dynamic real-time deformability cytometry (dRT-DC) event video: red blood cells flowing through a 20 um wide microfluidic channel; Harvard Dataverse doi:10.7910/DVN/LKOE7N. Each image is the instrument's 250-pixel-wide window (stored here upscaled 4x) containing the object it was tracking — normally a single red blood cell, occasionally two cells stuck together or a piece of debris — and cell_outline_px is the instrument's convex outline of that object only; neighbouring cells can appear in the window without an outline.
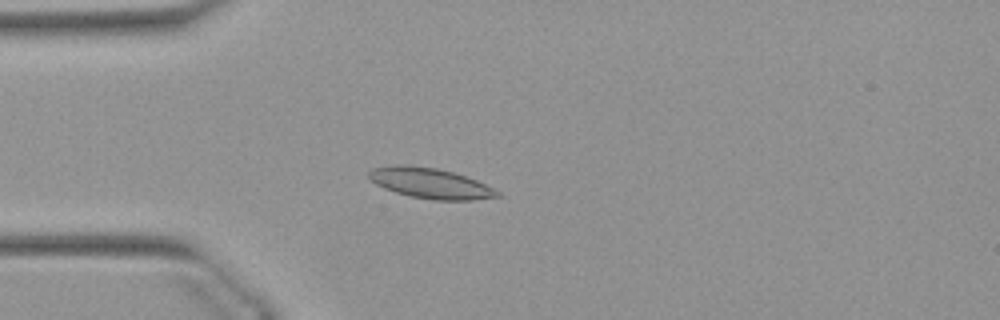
{"species": "Egyptian fruit bat (a non-hibernating species)", "species_latin": "Rousettus aegyptiacus", "temperature_condition": "warm", "stored_images_in_passage": 51, "camera_frame_rate_fps": 3000, "um_per_image_px": 0.085, "animal": {"sex": "female"}, "frame": {"image": 1, "passage_image": 13, "time_ms": 4.0, "image_size_px": [1000, 320], "cell_outline_px": [[504, 196], [472, 200], [432, 200], [412, 196], [396, 192], [384, 188], [368, 180], [368, 172], [372, 168], [436, 168], [452, 172], [476, 180], [500, 192]], "centroid_in_image_um": [36.66, 15.64], "position_along_channel_um": 48.3, "area_um2": 21.73}}
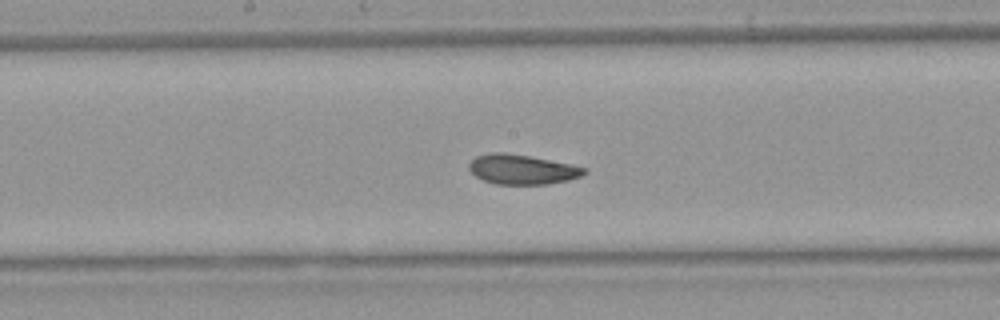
{"frame": {"image": 2, "passage_image": 26, "time_ms": 8.333, "image_size_px": [1000, 320], "cell_outline_px": [[588, 172], [580, 176], [568, 180], [548, 184], [492, 184], [476, 176], [468, 168], [468, 164], [476, 156], [492, 152], [504, 152], [528, 156], [568, 164], [584, 168]], "centroid_in_image_um": [44.33, 14.4], "position_along_channel_um": 203.9, "area_um2": 19.71}}
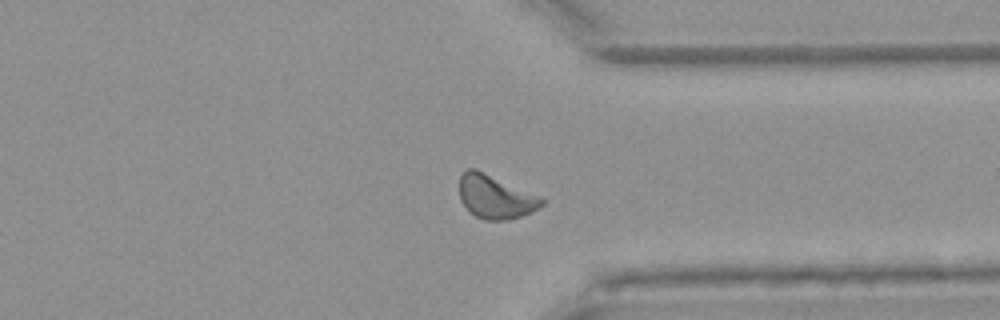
{"frame": {"image": 3, "passage_image": 39, "time_ms": 12.667, "image_size_px": [1000, 320], "cell_outline_px": [[544, 204], [540, 208], [532, 212], [508, 220], [484, 220], [468, 212], [460, 200], [460, 176], [468, 168], [476, 168], [540, 196], [544, 200]], "centroid_in_image_um": [42.1, 16.74], "position_along_channel_um": 369.3, "area_um2": 21.04}, "authors_computed_cell_mechanics": {"area_um2": 20.6346, "velocity_mm_per_s": 3.8703, "shape_relaxation_time_tau1_ms": 3.281, "shape_relaxation_time_tau2_ms": 4.2913, "deformation_change_tau1": 0.0981, "deformation_change_tau2": 0.0729}}